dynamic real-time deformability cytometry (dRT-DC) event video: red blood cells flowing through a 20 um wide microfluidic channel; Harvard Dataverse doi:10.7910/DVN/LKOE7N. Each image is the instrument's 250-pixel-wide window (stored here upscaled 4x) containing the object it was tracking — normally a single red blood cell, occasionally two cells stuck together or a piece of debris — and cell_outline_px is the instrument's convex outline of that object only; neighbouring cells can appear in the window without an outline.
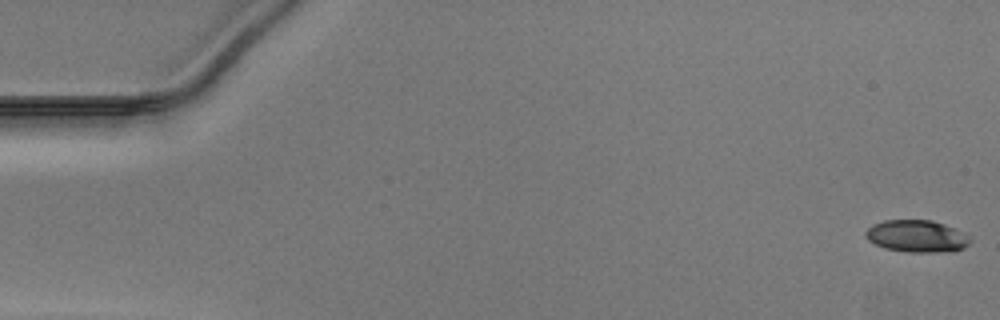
{"species": "Egyptian fruit bat (a non-hibernating species)", "species_latin": "Rousettus aegyptiacus", "temperature_condition": "warm", "stored_images_in_passage": 51, "camera_frame_rate_fps": 3000, "um_per_image_px": 0.085, "animal": {"sex": "male"}, "frame": {"image": 1, "passage_image": 1, "time_ms": 0.0, "image_size_px": [1000, 320], "cell_outline_px": [[972, 240], [964, 248], [948, 252], [908, 252], [884, 248], [868, 240], [864, 236], [864, 232], [872, 224], [884, 220], [932, 220], [944, 224], [964, 232], [972, 236]], "centroid_in_image_um": [77.94, 20.07], "position_along_channel_um": 7.1, "area_um2": 19.83}}
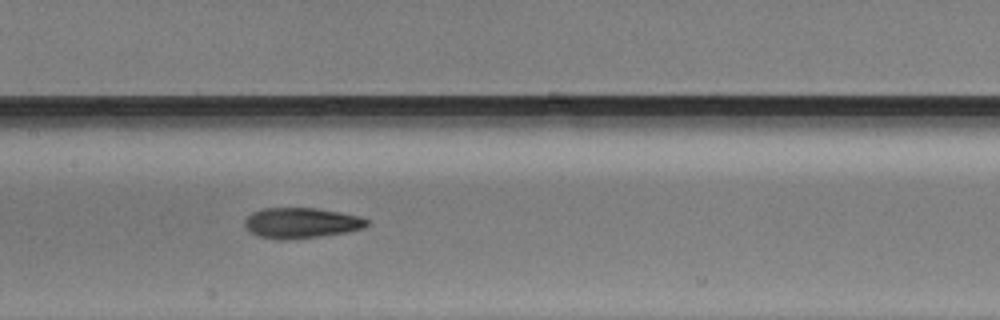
{"frame": {"image": 2, "passage_image": 25, "time_ms": 8.0, "image_size_px": [1000, 320], "cell_outline_px": [[368, 224], [364, 228], [348, 232], [320, 236], [256, 236], [244, 224], [244, 220], [252, 212], [264, 208], [316, 208], [340, 212], [360, 216], [368, 220]], "centroid_in_image_um": [25.68, 18.89], "position_along_channel_um": 181.7, "area_um2": 20.75}}
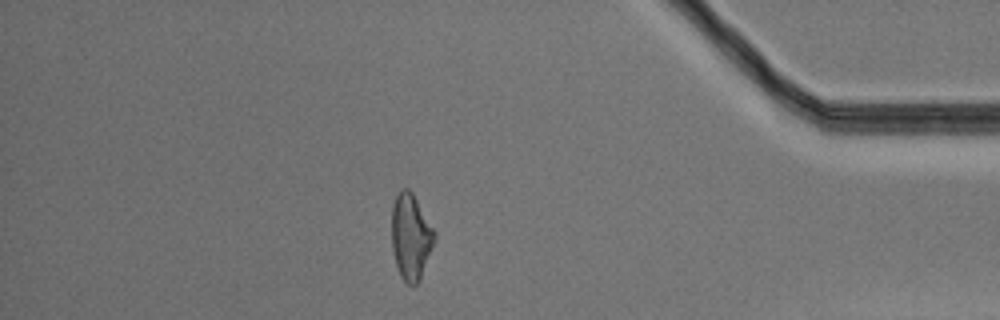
{"frame": {"image": 3, "passage_image": 44, "time_ms": 14.333, "image_size_px": [1000, 320], "cell_outline_px": [[436, 236], [420, 280], [416, 284], [408, 284], [400, 276], [396, 264], [392, 248], [392, 204], [400, 188], [408, 188], [412, 192], [436, 232]], "centroid_in_image_um": [34.91, 20.09], "position_along_channel_um": 400.3, "area_um2": 21.33}}